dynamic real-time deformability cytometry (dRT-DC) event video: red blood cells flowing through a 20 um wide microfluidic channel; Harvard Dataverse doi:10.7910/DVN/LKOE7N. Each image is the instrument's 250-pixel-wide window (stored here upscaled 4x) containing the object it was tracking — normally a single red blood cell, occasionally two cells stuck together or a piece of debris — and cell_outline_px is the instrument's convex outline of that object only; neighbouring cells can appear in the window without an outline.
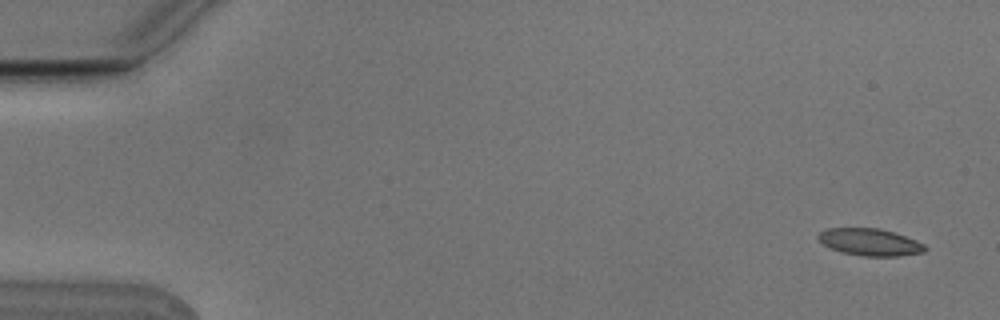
{"species": "Egyptian fruit bat (a non-hibernating species)", "species_latin": "Rousettus aegyptiacus", "temperature_condition": "cold", "stored_images_in_passage": 5, "camera_frame_rate_fps": 3000, "um_per_image_px": 0.085, "animal": {"sex": "male"}, "frame": {"image": 1, "passage_image": 1, "time_ms": 0.0, "image_size_px": [1000, 320], "cell_outline_px": [[928, 248], [924, 252], [896, 256], [864, 256], [840, 252], [824, 244], [816, 236], [820, 232], [828, 228], [880, 228], [916, 240], [924, 244]], "centroid_in_image_um": [73.95, 20.58], "position_along_channel_um": 11.1, "area_um2": 16.7}}
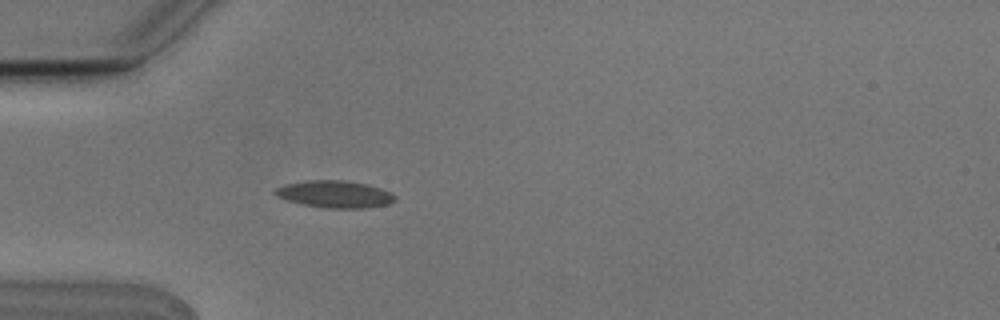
{"frame": {"image": 2, "passage_image": 5, "time_ms": 1.333, "image_size_px": [1000, 320], "cell_outline_px": [[396, 200], [388, 204], [368, 208], [328, 208], [300, 204], [276, 196], [272, 192], [276, 188], [284, 184], [308, 180], [344, 180], [364, 184], [380, 188], [392, 192], [396, 196]], "centroid_in_image_um": [28.45, 16.51], "position_along_channel_um": 56.5, "area_um2": 19.02}}